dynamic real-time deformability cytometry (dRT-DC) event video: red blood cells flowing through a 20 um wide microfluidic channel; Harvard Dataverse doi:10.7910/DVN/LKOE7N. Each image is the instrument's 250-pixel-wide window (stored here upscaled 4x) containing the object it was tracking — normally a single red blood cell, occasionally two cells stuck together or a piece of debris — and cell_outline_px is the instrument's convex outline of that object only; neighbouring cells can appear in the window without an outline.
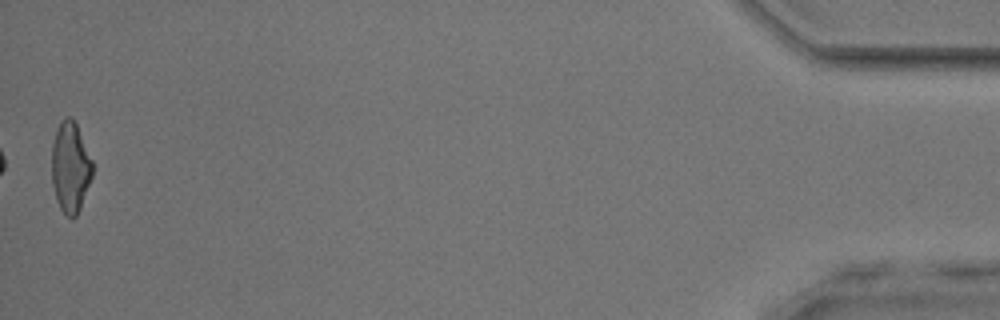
{"species": "common noctule bat (a hibernating species)", "species_latin": "Nyctalus noctula", "temperature_condition": "room temperature", "stored_images_in_passage": 52, "camera_frame_rate_fps": 3000, "um_per_image_px": 0.085, "animal": {"sex": "male", "body_mass_g": 17.9, "forearm_length_mm": 54.2}, "frame": {"image": 1, "passage_image": 52, "time_ms": 17.0, "image_size_px": [1000, 320], "cell_outline_px": [[92, 176], [80, 208], [76, 216], [72, 220], [60, 208], [56, 200], [52, 184], [52, 144], [56, 132], [64, 116], [72, 116], [76, 124], [92, 160]], "centroid_in_image_um": [5.97, 14.22], "position_along_channel_um": 429.2, "area_um2": 21.33}, "authors_computed_cell_mechanics": {"area_um2": 22.831, "velocity_mm_per_s": 3.9838, "shape_relaxation_time_tau1_ms": null, "shape_relaxation_time_tau2_ms": 2.5797, "deformation_change_tau1": null, "deformation_change_tau2": 0.1307}}